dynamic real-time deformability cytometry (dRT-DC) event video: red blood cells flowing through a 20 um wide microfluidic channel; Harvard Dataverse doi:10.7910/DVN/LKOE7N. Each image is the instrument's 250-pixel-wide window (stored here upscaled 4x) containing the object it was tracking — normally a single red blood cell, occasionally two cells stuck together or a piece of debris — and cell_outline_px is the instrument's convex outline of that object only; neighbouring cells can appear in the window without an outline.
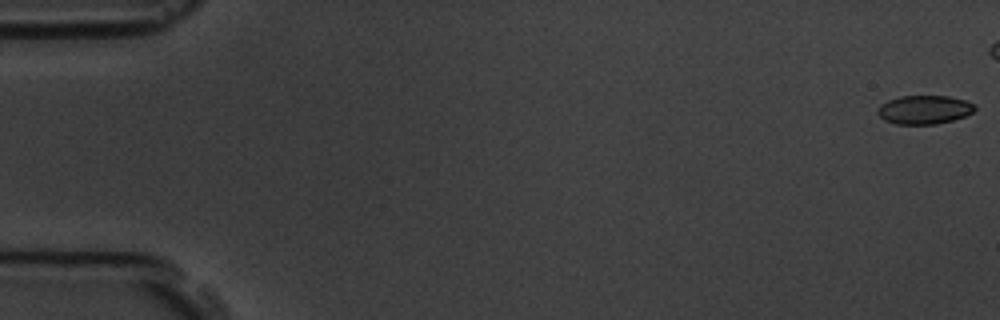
{"species": "common noctule bat (a hibernating species)", "species_latin": "Nyctalus noctula", "temperature_condition": "room temperature", "stored_images_in_passage": 6, "segment_of_instrument_passage": [1, 2], "camera_frame_rate_fps": 3000, "um_per_image_px": 0.085, "animal": {"sex": "male", "body_mass_g": 19.5, "forearm_length_mm": 54.6}, "frame": {"image": 1, "passage_image": 1, "time_ms": 0.0, "image_size_px": [1000, 320], "cell_outline_px": [[976, 108], [972, 112], [964, 116], [952, 120], [936, 124], [896, 124], [884, 120], [876, 112], [880, 104], [888, 100], [900, 96], [948, 96], [964, 100], [972, 104]], "centroid_in_image_um": [78.52, 9.32], "position_along_channel_um": 6.5, "area_um2": 16.13}}